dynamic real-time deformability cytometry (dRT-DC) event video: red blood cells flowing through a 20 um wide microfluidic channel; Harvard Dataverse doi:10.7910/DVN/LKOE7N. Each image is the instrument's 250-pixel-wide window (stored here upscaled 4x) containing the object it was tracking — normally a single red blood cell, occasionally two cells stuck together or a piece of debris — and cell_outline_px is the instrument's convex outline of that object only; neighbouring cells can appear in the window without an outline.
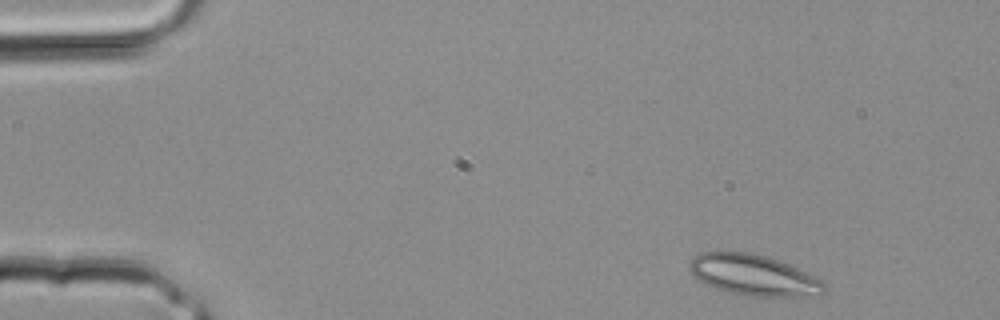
{"species": "common noctule bat (a hibernating species)", "species_latin": "Nyctalus noctula", "temperature_condition": "room temperature", "stored_images_in_passage": 3, "camera_frame_rate_fps": 3000, "um_per_image_px": 0.085, "animal": {"sex": "male", "body_mass_g": 20.4}, "frame": {"image": 1, "passage_image": 1, "time_ms": 0.0, "image_size_px": [1000, 320], "cell_outline_px": [[828, 288], [824, 292], [796, 296], [748, 296], [716, 288], [696, 280], [692, 276], [688, 268], [688, 264], [700, 252], [748, 252], [768, 256], [788, 264], [824, 280]], "centroid_in_image_um": [64.03, 23.37], "position_along_channel_um": 21.0, "area_um2": 31.96}}